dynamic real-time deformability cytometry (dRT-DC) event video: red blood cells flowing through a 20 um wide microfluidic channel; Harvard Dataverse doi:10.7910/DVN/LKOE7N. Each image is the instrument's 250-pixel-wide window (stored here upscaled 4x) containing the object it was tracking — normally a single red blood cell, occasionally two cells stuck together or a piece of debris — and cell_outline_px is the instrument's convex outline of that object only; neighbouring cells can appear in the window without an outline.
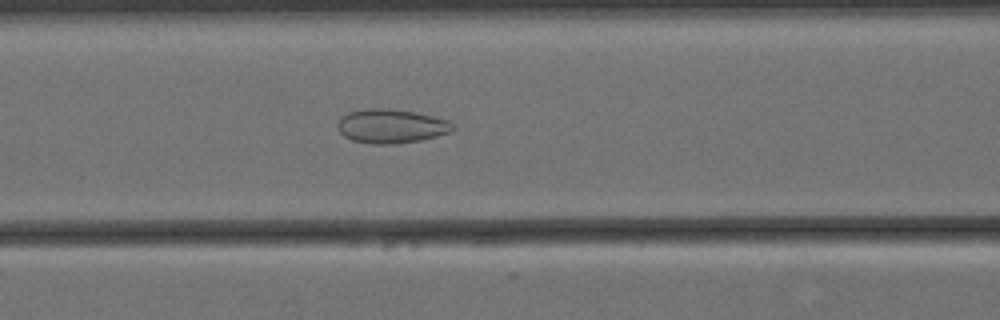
{"species": "Egyptian fruit bat (a non-hibernating species)", "species_latin": "Rousettus aegyptiacus", "temperature_condition": "cold", "stored_images_in_passage": 56, "camera_frame_rate_fps": 3000, "um_per_image_px": 0.085, "animal": {"sex": "female"}, "frame": {"image": 1, "passage_image": 21, "time_ms": 6.667, "image_size_px": [1000, 320], "cell_outline_px": [[452, 132], [420, 140], [392, 144], [372, 144], [352, 140], [344, 136], [336, 128], [336, 124], [340, 116], [348, 112], [364, 108], [388, 108], [416, 112], [448, 120], [452, 124]], "centroid_in_image_um": [33.19, 10.71], "position_along_channel_um": 133.4, "area_um2": 23.0}}
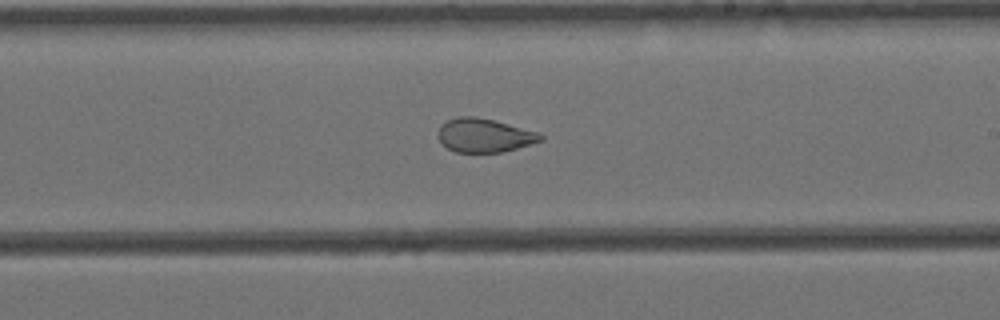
{"frame": {"image": 2, "passage_image": 31, "time_ms": 10.0, "image_size_px": [1000, 320], "cell_outline_px": [[544, 140], [516, 148], [500, 152], [456, 152], [448, 148], [436, 136], [436, 132], [440, 124], [456, 116], [476, 116], [540, 132], [544, 136]], "centroid_in_image_um": [41.14, 11.49], "position_along_channel_um": 247.9, "area_um2": 20.23}}
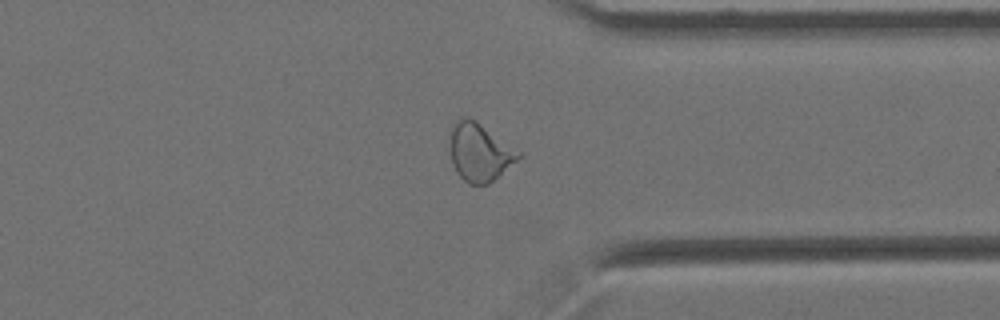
{"frame": {"image": 3, "passage_image": 42, "time_ms": 13.667, "image_size_px": [1000, 320], "cell_outline_px": [[520, 156], [516, 160], [488, 184], [468, 184], [456, 172], [452, 164], [452, 124], [460, 116], [464, 116], [472, 120], [520, 152]], "centroid_in_image_um": [40.73, 12.97], "position_along_channel_um": 370.7, "area_um2": 21.96}, "authors_computed_cell_mechanics": {"area_um2": 25.6343, "velocity_mm_per_s": 3.4522, "shape_relaxation_time_tau1_ms": null, "shape_relaxation_time_tau2_ms": 1.4205, "deformation_change_tau1": null, "deformation_change_tau2": 0.0756}}